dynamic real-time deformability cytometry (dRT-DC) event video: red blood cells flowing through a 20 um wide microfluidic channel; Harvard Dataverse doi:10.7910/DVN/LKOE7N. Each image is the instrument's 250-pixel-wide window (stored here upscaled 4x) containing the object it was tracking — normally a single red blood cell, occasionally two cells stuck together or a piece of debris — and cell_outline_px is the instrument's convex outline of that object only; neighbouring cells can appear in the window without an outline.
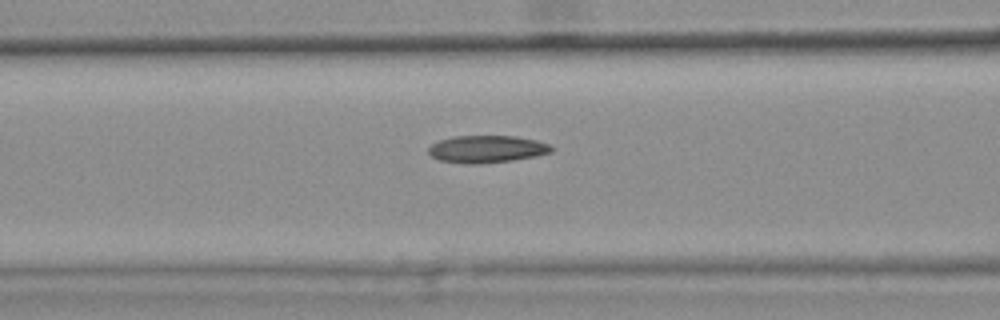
{"species": "common noctule bat (a hibernating species)", "species_latin": "Nyctalus noctula", "temperature_condition": "warm", "stored_images_in_passage": 47, "camera_frame_rate_fps": 3000, "um_per_image_px": 0.085, "animal": {"sex": "female", "body_mass_g": 25.1}, "frame": {"image": 1, "passage_image": 21, "time_ms": 6.667, "image_size_px": [1000, 320], "cell_outline_px": [[556, 148], [552, 152], [536, 156], [512, 160], [480, 164], [468, 164], [440, 160], [432, 156], [428, 152], [428, 148], [432, 144], [440, 140], [452, 136], [516, 136], [536, 140], [548, 144]], "centroid_in_image_um": [41.4, 12.67], "position_along_channel_um": 125.2, "area_um2": 19.59}, "authors_computed_cell_mechanics": {"area_um2": 19.5942, "velocity_mm_per_s": 3.8204, "shape_relaxation_time_tau1_ms": null, "shape_relaxation_time_tau2_ms": 3.4864, "deformation_change_tau1": null, "deformation_change_tau2": 0.107}}